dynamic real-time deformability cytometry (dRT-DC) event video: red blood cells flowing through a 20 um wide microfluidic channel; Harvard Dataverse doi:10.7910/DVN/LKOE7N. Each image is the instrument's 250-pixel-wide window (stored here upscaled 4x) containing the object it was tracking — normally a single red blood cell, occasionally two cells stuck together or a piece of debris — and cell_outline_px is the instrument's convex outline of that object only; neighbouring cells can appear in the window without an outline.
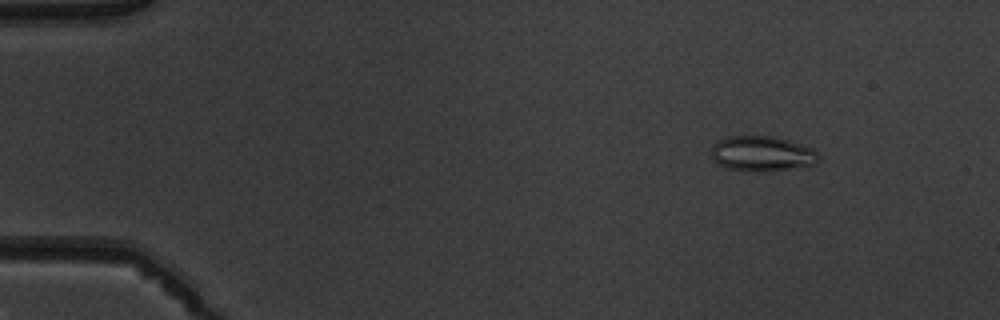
{"species": "common noctule bat (a hibernating species)", "species_latin": "Nyctalus noctula", "temperature_condition": "warm", "stored_images_in_passage": 5, "camera_frame_rate_fps": 3000, "um_per_image_px": 0.085, "animal": {"sex": "male", "body_mass_g": 19.5, "forearm_length_mm": 54.6}, "frame": {"image": 1, "passage_image": 2, "time_ms": 1.333, "image_size_px": [1000, 320], "cell_outline_px": [[820, 160], [816, 164], [772, 172], [748, 172], [728, 168], [712, 160], [712, 144], [716, 140], [728, 136], [772, 136], [788, 140], [812, 148], [820, 156]], "centroid_in_image_um": [64.77, 13.08], "position_along_channel_um": 20.2, "area_um2": 22.43}}
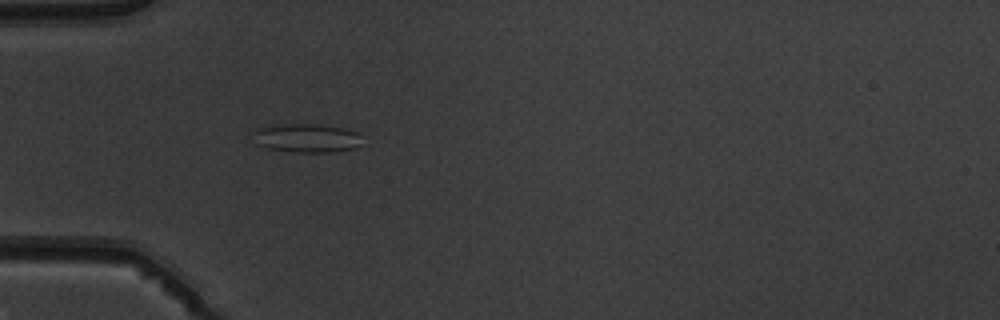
{"frame": {"image": 2, "passage_image": 5, "time_ms": 4.667, "image_size_px": [1000, 320], "cell_outline_px": [[360, 144], [356, 148], [332, 152], [292, 152], [268, 148], [252, 144], [252, 132], [256, 128], [272, 124], [316, 124], [340, 128], [356, 132], [360, 136]], "centroid_in_image_um": [25.94, 11.74], "position_along_channel_um": 59.1, "area_um2": 18.55}}